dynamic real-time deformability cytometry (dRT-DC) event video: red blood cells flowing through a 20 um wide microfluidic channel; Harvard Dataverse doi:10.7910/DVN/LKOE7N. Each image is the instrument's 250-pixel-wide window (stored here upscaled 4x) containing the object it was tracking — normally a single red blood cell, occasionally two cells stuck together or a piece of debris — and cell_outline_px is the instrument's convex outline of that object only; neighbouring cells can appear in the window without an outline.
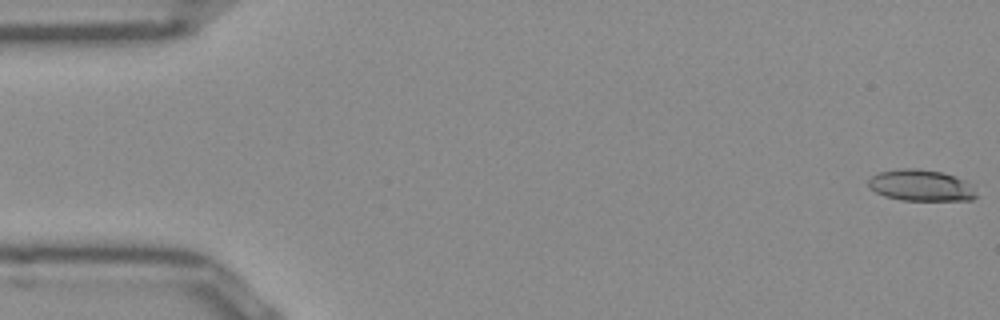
{"species": "Egyptian fruit bat (a non-hibernating species)", "species_latin": "Rousettus aegyptiacus", "temperature_condition": "room temperature", "stored_images_in_passage": 51, "camera_frame_rate_fps": 3000, "um_per_image_px": 0.085, "frame": {"image": 1, "passage_image": 1, "time_ms": 0.0, "image_size_px": [1000, 320], "cell_outline_px": [[976, 196], [972, 200], [900, 200], [884, 196], [876, 192], [868, 184], [868, 180], [872, 176], [880, 172], [900, 168], [916, 168], [944, 172], [956, 176], [972, 184]], "centroid_in_image_um": [78.3, 15.75], "position_along_channel_um": 6.7, "area_um2": 19.77}}
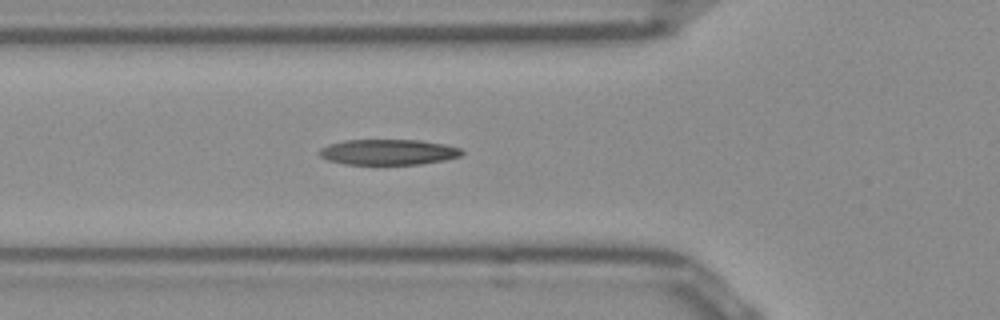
{"frame": {"image": 2, "passage_image": 18, "time_ms": 5.667, "image_size_px": [1000, 320], "cell_outline_px": [[464, 152], [460, 156], [444, 160], [420, 164], [344, 164], [328, 160], [320, 156], [320, 148], [328, 144], [344, 140], [420, 140], [444, 144], [460, 148]], "centroid_in_image_um": [32.99, 12.92], "position_along_channel_um": 92.8, "area_um2": 21.15}}
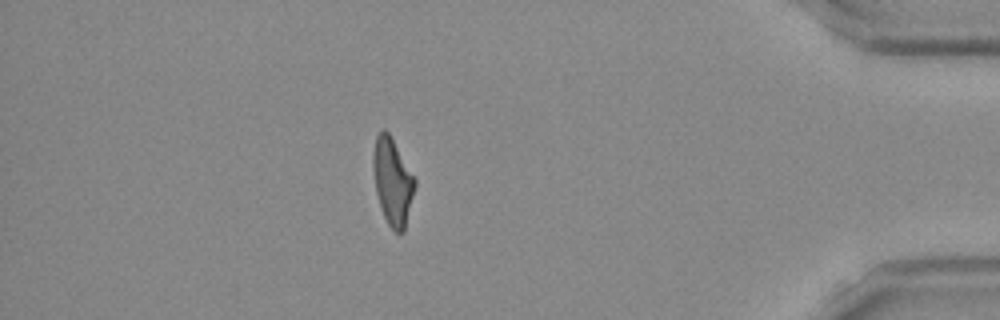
{"frame": {"image": 3, "passage_image": 45, "time_ms": 14.667, "image_size_px": [1000, 320], "cell_outline_px": [[416, 184], [404, 232], [396, 232], [388, 224], [384, 216], [376, 192], [372, 164], [372, 156], [376, 136], [384, 128], [388, 132], [416, 180]], "centroid_in_image_um": [33.36, 15.43], "position_along_channel_um": 401.8, "area_um2": 20.75}, "authors_computed_cell_mechanics": {"area_um2": 20.8658, "velocity_mm_per_s": 3.9532, "shape_relaxation_time_tau1_ms": 5.2302, "shape_relaxation_time_tau2_ms": 1.7781, "deformation_change_tau1": 0.2063, "deformation_change_tau2": 0.1141}}